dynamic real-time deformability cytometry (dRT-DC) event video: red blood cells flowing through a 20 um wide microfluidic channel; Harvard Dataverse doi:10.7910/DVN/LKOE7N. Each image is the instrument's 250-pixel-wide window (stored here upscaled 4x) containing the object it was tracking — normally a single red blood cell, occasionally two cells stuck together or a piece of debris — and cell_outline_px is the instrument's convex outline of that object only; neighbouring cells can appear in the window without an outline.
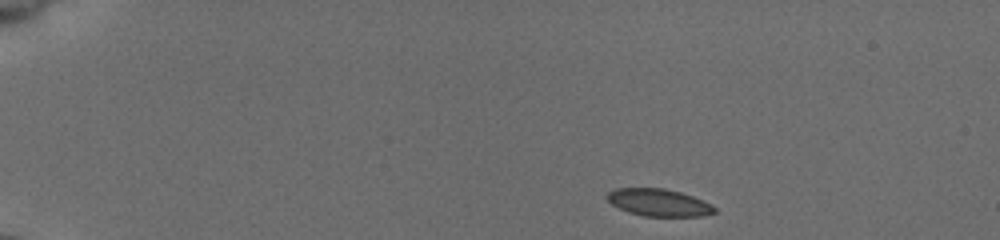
{"species": "common noctule bat (a hibernating species)", "species_latin": "Nyctalus noctula", "temperature_condition": "cold", "stored_images_in_passage": 46, "camera_frame_rate_fps": 3000, "um_per_image_px": 0.085, "animal": {"sex": "female", "body_mass_g": 19.5, "forearm_length_mm": 54.1}, "frame": {"image": 1, "passage_image": 1, "time_ms": 0.0, "image_size_px": [1000, 240], "cell_outline_px": [[716, 212], [704, 216], [644, 216], [628, 212], [612, 204], [604, 196], [608, 192], [616, 188], [664, 188], [680, 192], [692, 196], [712, 204], [716, 208]], "centroid_in_image_um": [55.99, 17.21], "position_along_channel_um": 29.0, "area_um2": 17.11}}
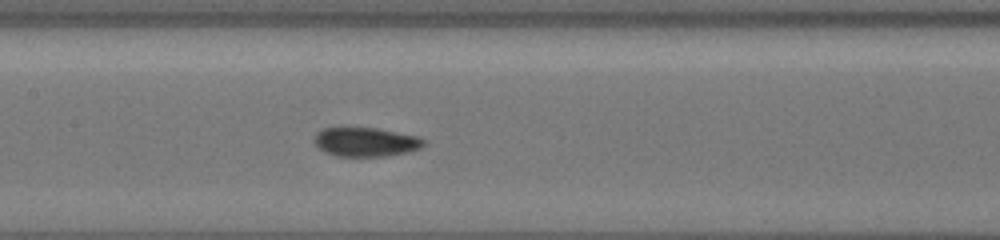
{"frame": {"image": 2, "passage_image": 20, "time_ms": 6.333, "image_size_px": [1000, 240], "cell_outline_px": [[424, 144], [420, 148], [408, 152], [384, 156], [336, 156], [324, 152], [316, 148], [312, 140], [316, 132], [320, 128], [376, 128], [416, 136], [424, 140]], "centroid_in_image_um": [30.99, 12.07], "position_along_channel_um": 176.4, "area_um2": 18.61}}
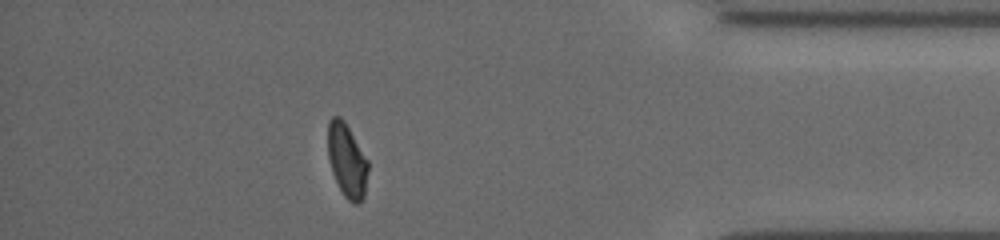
{"frame": {"image": 3, "passage_image": 40, "time_ms": 13.0, "image_size_px": [1000, 240], "cell_outline_px": [[368, 168], [364, 196], [360, 204], [352, 204], [344, 196], [332, 172], [328, 156], [328, 120], [332, 116], [340, 116], [344, 120], [368, 160]], "centroid_in_image_um": [29.49, 13.64], "position_along_channel_um": 405.7, "area_um2": 17.28}, "authors_computed_cell_mechanics": {"area_um2": 17.9758, "velocity_mm_per_s": 3.8839, "shape_relaxation_time_tau1_ms": 4.4645, "shape_relaxation_time_tau2_ms": 1.8327, "deformation_change_tau1": 0.1329, "deformation_change_tau2": 0.0644}}